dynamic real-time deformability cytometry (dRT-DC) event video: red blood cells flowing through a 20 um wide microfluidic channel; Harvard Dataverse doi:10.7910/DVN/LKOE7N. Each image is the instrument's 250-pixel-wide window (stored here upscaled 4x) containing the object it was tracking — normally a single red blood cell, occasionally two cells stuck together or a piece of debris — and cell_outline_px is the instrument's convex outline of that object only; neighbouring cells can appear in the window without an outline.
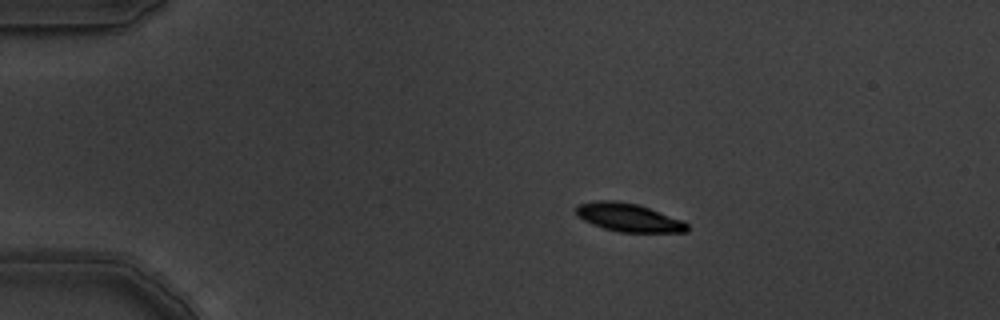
{"species": "common noctule bat (a hibernating species)", "species_latin": "Nyctalus noctula", "temperature_condition": "warm", "stored_images_in_passage": 3, "camera_frame_rate_fps": 3000, "um_per_image_px": 0.085, "animal": {"sex": "male", "body_mass_g": 19.5, "forearm_length_mm": 54.6}, "frame": {"image": 1, "passage_image": 1, "time_ms": 0.0, "image_size_px": [1000, 320], "cell_outline_px": [[688, 232], [620, 232], [604, 228], [592, 224], [576, 216], [576, 208], [580, 204], [596, 200], [616, 200], [640, 204], [680, 220], [688, 224]], "centroid_in_image_um": [53.41, 18.48], "position_along_channel_um": 31.6, "area_um2": 18.26}}